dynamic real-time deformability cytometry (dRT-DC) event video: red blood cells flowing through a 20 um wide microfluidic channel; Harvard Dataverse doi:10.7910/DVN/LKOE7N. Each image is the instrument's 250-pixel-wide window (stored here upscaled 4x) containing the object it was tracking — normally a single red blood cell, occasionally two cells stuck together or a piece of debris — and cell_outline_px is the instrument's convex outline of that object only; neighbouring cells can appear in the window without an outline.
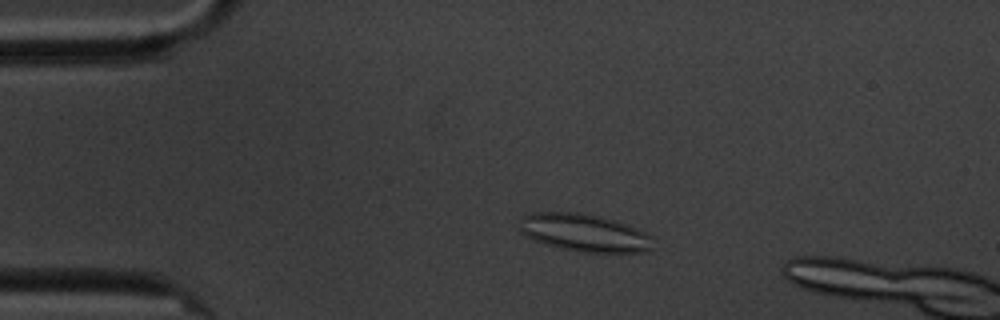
{"species": "common noctule bat (a hibernating species)", "species_latin": "Nyctalus noctula", "temperature_condition": "cold", "stored_images_in_passage": 8, "camera_frame_rate_fps": 3000, "um_per_image_px": 0.085, "animal": {"sex": "male", "body_mass_g": 20.1, "forearm_length_mm": 53.5}, "frame": {"image": 1, "passage_image": 4, "time_ms": 3.667, "image_size_px": [1000, 320], "cell_outline_px": [[656, 236], [652, 248], [644, 252], [576, 252], [560, 248], [536, 240], [520, 232], [520, 228], [524, 216], [532, 212], [580, 212], [600, 216], [636, 228]], "centroid_in_image_um": [49.74, 19.79], "position_along_channel_um": 35.3, "area_um2": 29.25}}
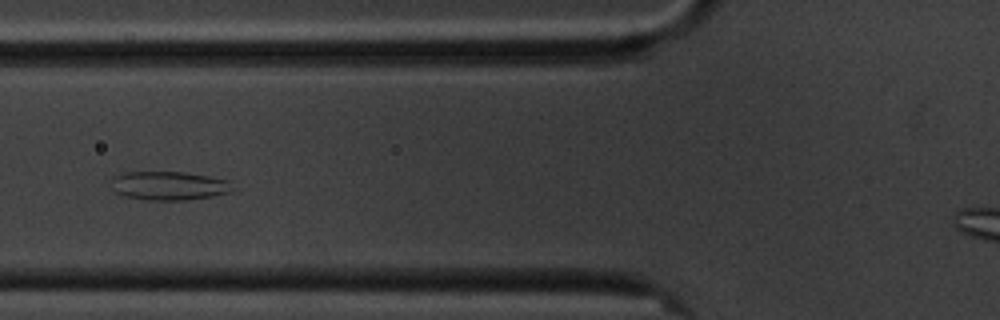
{"frame": {"image": 2, "passage_image": 7, "time_ms": 7.0, "image_size_px": [1000, 320], "cell_outline_px": [[228, 192], [212, 196], [184, 200], [152, 200], [124, 196], [112, 192], [112, 176], [124, 172], [184, 172], [208, 176], [228, 180]], "centroid_in_image_um": [14.24, 15.78], "position_along_channel_um": 111.6, "area_um2": 20.06}}